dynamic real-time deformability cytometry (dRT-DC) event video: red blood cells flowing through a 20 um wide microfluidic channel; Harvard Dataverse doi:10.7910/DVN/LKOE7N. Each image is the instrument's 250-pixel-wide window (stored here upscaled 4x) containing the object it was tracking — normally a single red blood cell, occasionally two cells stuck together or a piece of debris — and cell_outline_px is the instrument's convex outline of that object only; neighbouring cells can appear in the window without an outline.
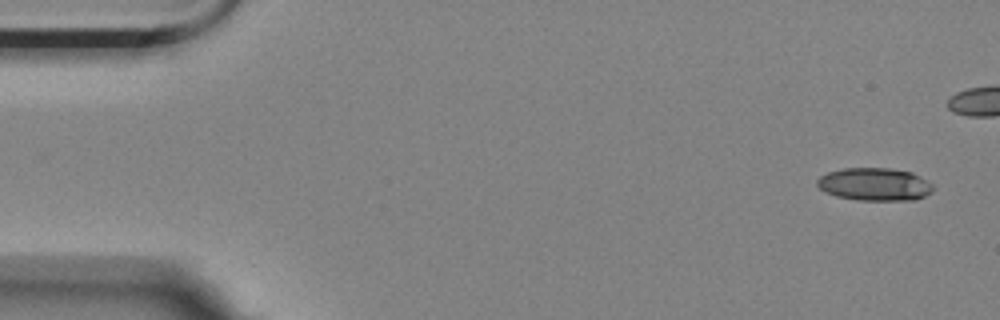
{"species": "Egyptian fruit bat (a non-hibernating species)", "species_latin": "Rousettus aegyptiacus", "temperature_condition": "room temperature", "stored_images_in_passage": 7, "segment_of_instrument_passage": [1, 2], "camera_frame_rate_fps": 3000, "um_per_image_px": 0.085, "animal": {"sex": "female"}, "frame": {"image": 1, "passage_image": 1, "time_ms": 0.0, "image_size_px": [1000, 320], "cell_outline_px": [[932, 192], [916, 200], [856, 200], [836, 196], [820, 188], [816, 184], [816, 180], [820, 176], [828, 172], [844, 168], [888, 168], [912, 172], [920, 176], [932, 184]], "centroid_in_image_um": [74.35, 15.66], "position_along_channel_um": 10.7, "area_um2": 22.14}}
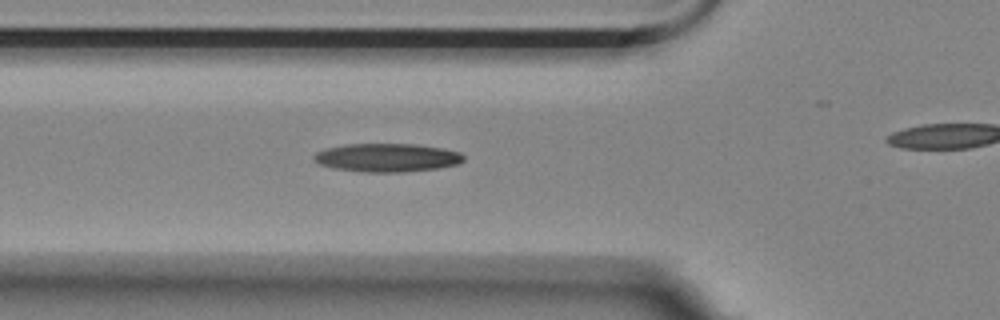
{"frame": {"image": 2, "passage_image": 6, "time_ms": 1.667, "image_size_px": [1000, 320], "cell_outline_px": [[464, 160], [460, 164], [440, 168], [404, 172], [364, 172], [336, 168], [320, 164], [312, 156], [316, 152], [324, 148], [348, 144], [416, 144], [440, 148], [460, 152], [464, 156]], "centroid_in_image_um": [32.93, 13.4], "position_along_channel_um": 92.9, "area_um2": 24.8}}